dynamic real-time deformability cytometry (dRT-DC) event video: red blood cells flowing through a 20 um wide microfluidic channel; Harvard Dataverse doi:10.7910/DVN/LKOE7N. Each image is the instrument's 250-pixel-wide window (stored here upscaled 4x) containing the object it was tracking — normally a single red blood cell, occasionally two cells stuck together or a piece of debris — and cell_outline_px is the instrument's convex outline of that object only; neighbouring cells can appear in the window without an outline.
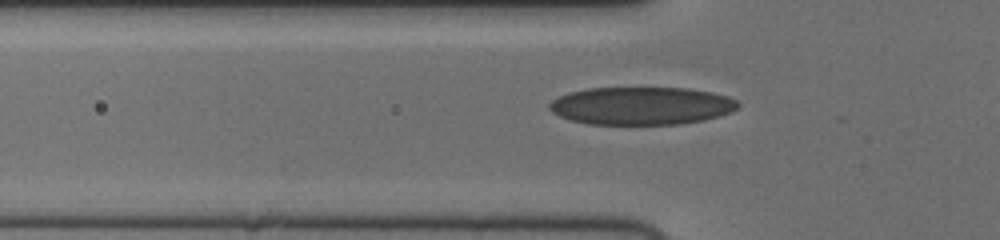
{"species": "human", "species_latin": "Homo sapiens", "temperature_condition": "cold", "stored_images_in_passage": 27, "camera_frame_rate_fps": 3000, "um_per_image_px": 0.085, "donor": {"sex": "female"}, "frame": {"image": 1, "passage_image": 7, "time_ms": 2.0, "image_size_px": [1000, 240], "cell_outline_px": [[740, 104], [732, 112], [720, 116], [680, 124], [588, 124], [572, 120], [560, 116], [552, 112], [548, 108], [548, 104], [552, 100], [568, 92], [588, 88], [688, 88], [712, 92], [728, 96], [736, 100]], "centroid_in_image_um": [54.52, 8.99], "position_along_channel_um": 71.3, "area_um2": 41.62}}
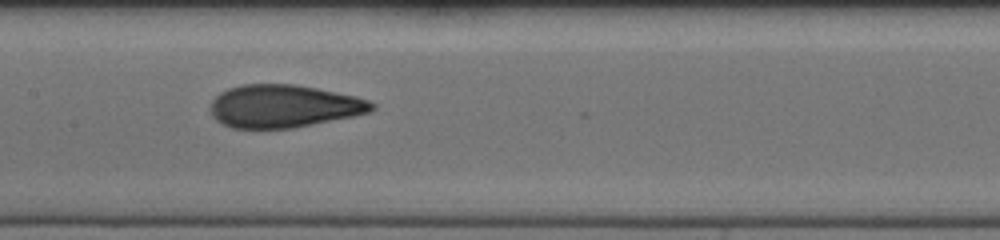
{"frame": {"image": 2, "passage_image": 16, "time_ms": 5.0, "image_size_px": [1000, 240], "cell_outline_px": [[376, 108], [368, 112], [352, 116], [292, 128], [232, 128], [216, 120], [212, 116], [208, 108], [212, 100], [220, 92], [228, 88], [244, 84], [296, 84], [356, 96], [368, 100], [376, 104]], "centroid_in_image_um": [24.08, 9.02], "position_along_channel_um": 183.3, "area_um2": 40.23}}
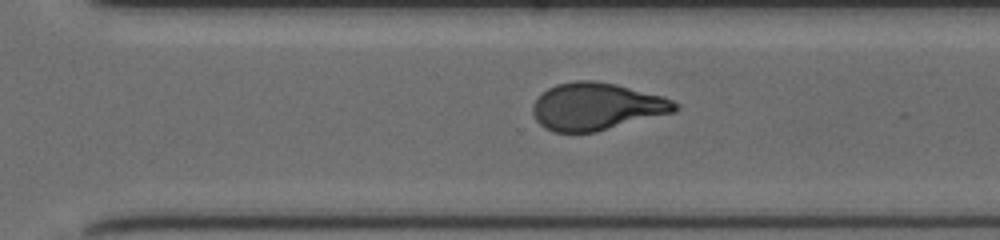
{"frame": {"image": 3, "passage_image": 27, "time_ms": 8.667, "image_size_px": [1000, 240], "cell_outline_px": [[680, 108], [676, 112], [596, 132], [552, 132], [544, 128], [536, 120], [532, 112], [532, 104], [548, 88], [556, 84], [576, 80], [592, 80], [616, 84], [664, 96], [672, 100]], "centroid_in_image_um": [50.72, 9.06], "position_along_channel_um": 319.9, "area_um2": 39.42}}